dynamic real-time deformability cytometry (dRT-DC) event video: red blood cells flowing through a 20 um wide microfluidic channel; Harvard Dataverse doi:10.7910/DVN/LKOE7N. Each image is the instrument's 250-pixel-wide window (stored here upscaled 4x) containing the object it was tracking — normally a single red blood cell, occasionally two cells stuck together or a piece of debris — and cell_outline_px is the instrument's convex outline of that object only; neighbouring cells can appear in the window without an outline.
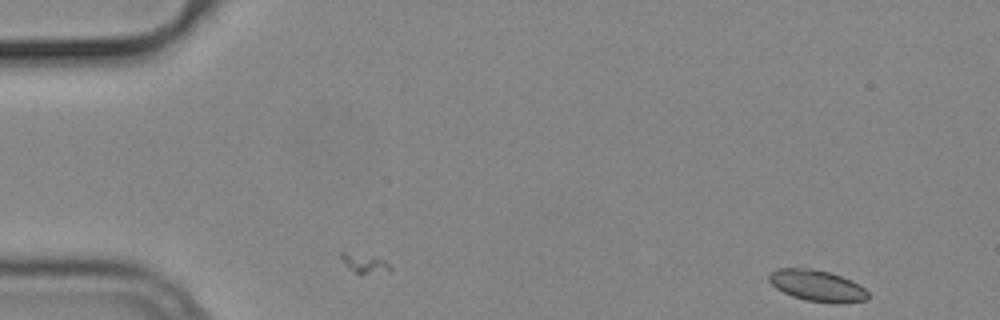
{"species": "common noctule bat (a hibernating species)", "species_latin": "Nyctalus noctula", "temperature_condition": "cold", "stored_images_in_passage": 52, "camera_frame_rate_fps": 3000, "um_per_image_px": 0.085, "animal": {"sex": "male", "body_mass_g": 19.2, "forearm_length_mm": 51.8}, "frame": {"image": 1, "passage_image": 1, "time_ms": 0.0, "image_size_px": [1000, 320], "cell_outline_px": [[868, 300], [840, 304], [808, 300], [792, 296], [776, 288], [768, 280], [768, 276], [776, 268], [812, 268], [828, 272], [852, 280], [860, 284], [868, 292]], "centroid_in_image_um": [69.48, 24.28], "position_along_channel_um": 15.5, "area_um2": 18.09}}
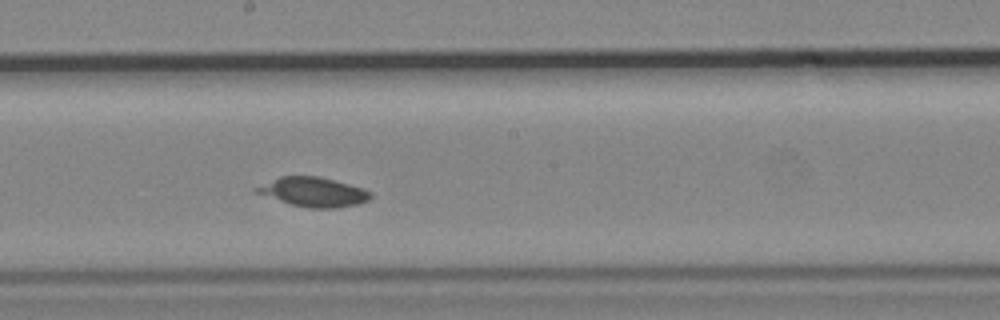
{"frame": {"image": 2, "passage_image": 27, "time_ms": 8.667, "image_size_px": [1000, 320], "cell_outline_px": [[372, 196], [368, 200], [356, 204], [336, 208], [308, 208], [288, 204], [256, 192], [252, 188], [280, 176], [320, 176], [348, 184], [372, 192]], "centroid_in_image_um": [26.6, 16.32], "position_along_channel_um": 221.6, "area_um2": 19.42}}
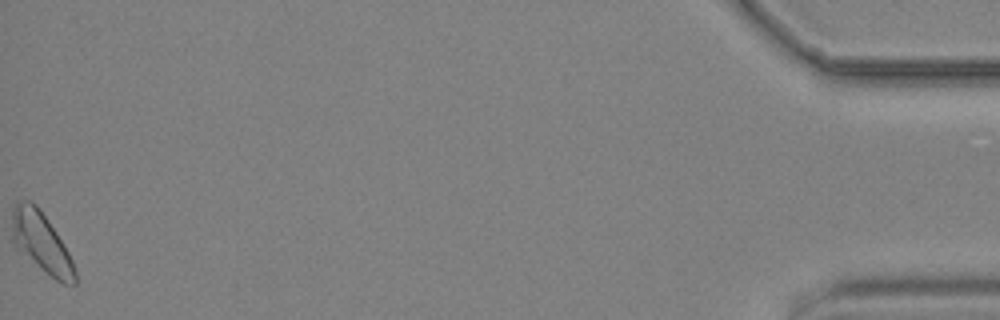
{"frame": {"image": 3, "passage_image": 52, "time_ms": 17.0, "image_size_px": [1000, 320], "cell_outline_px": [[76, 284], [64, 284], [56, 280], [16, 244], [12, 240], [12, 204], [16, 200], [28, 200], [36, 204], [56, 232], [68, 252], [72, 260], [76, 272]], "centroid_in_image_um": [3.52, 20.53], "position_along_channel_um": 431.7, "area_um2": 21.21}}